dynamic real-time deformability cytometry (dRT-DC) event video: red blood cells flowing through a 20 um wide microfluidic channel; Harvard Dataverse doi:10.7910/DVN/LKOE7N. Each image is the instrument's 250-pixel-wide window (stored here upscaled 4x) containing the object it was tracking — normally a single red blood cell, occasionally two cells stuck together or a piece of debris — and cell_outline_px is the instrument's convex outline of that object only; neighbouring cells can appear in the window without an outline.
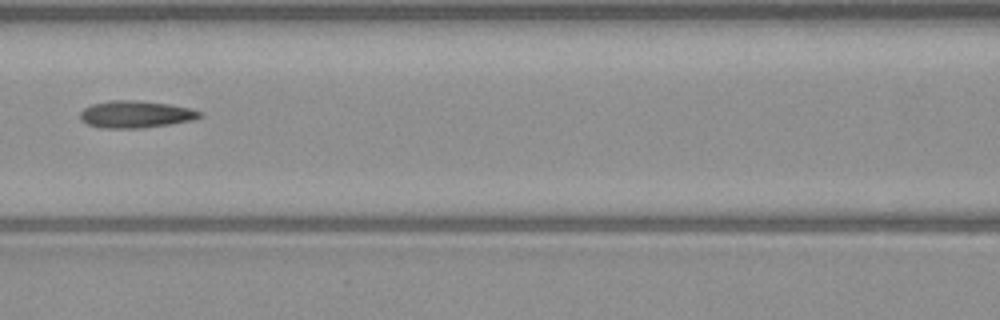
{"species": "common noctule bat (a hibernating species)", "species_latin": "Nyctalus noctula", "temperature_condition": "warm", "stored_images_in_passage": 6, "camera_frame_rate_fps": 3000, "um_per_image_px": 0.085, "animal": {"sex": "male", "body_mass_g": 23.1, "forearm_length_mm": 52.7}, "frame": {"image": 1, "passage_image": 6, "time_ms": 6.0, "image_size_px": [1000, 320], "cell_outline_px": [[204, 116], [192, 120], [144, 128], [100, 128], [88, 124], [80, 120], [80, 112], [84, 108], [92, 104], [112, 100], [136, 100], [168, 104], [192, 108], [204, 112]], "centroid_in_image_um": [11.55, 9.71], "position_along_channel_um": 155.0, "area_um2": 19.02}}